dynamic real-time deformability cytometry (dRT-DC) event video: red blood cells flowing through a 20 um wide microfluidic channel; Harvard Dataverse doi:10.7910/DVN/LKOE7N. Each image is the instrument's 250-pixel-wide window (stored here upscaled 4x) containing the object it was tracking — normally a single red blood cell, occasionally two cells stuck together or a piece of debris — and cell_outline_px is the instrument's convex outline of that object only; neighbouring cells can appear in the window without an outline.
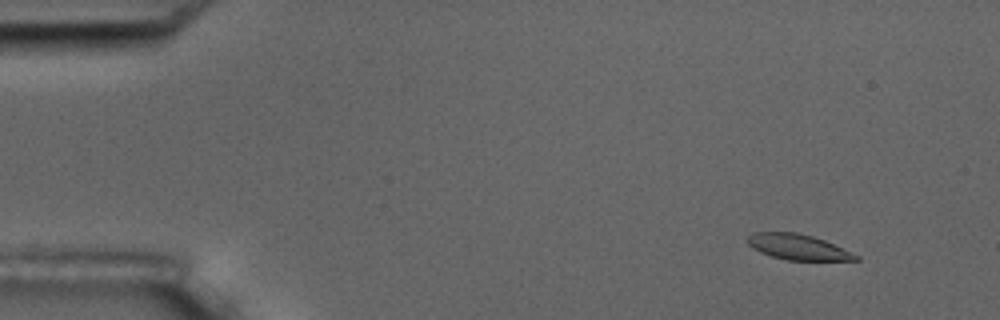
{"species": "common noctule bat (a hibernating species)", "species_latin": "Nyctalus noctula", "temperature_condition": "room temperature", "stored_images_in_passage": 5, "camera_frame_rate_fps": 3000, "um_per_image_px": 0.085, "animal": {"sex": "male", "body_mass_g": 17.5, "forearm_length_mm": 52.3}, "frame": {"image": 1, "passage_image": 2, "time_ms": 1.0, "image_size_px": [1000, 320], "cell_outline_px": [[860, 260], [788, 260], [772, 256], [760, 252], [752, 248], [748, 244], [748, 236], [752, 232], [796, 232], [812, 236], [824, 240], [860, 256]], "centroid_in_image_um": [67.81, 20.99], "position_along_channel_um": 17.2, "area_um2": 15.95}}
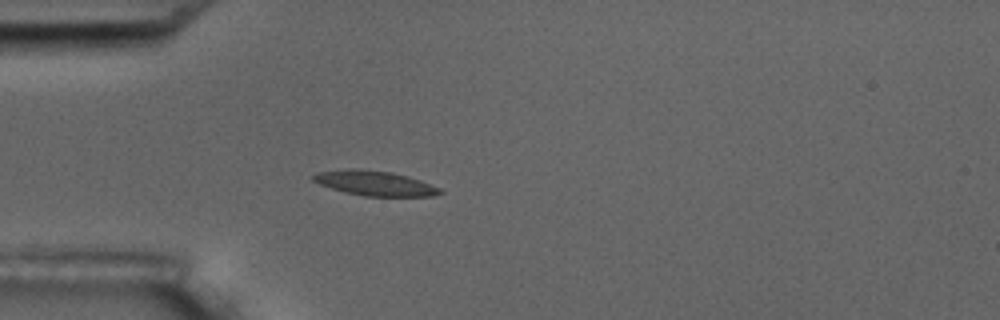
{"frame": {"image": 2, "passage_image": 5, "time_ms": 4.667, "image_size_px": [1000, 320], "cell_outline_px": [[444, 192], [432, 196], [364, 196], [344, 192], [320, 184], [312, 180], [312, 176], [316, 172], [348, 168], [352, 168], [392, 172], [408, 176], [420, 180], [440, 188]], "centroid_in_image_um": [31.84, 15.57], "position_along_channel_um": 53.2, "area_um2": 18.32}}